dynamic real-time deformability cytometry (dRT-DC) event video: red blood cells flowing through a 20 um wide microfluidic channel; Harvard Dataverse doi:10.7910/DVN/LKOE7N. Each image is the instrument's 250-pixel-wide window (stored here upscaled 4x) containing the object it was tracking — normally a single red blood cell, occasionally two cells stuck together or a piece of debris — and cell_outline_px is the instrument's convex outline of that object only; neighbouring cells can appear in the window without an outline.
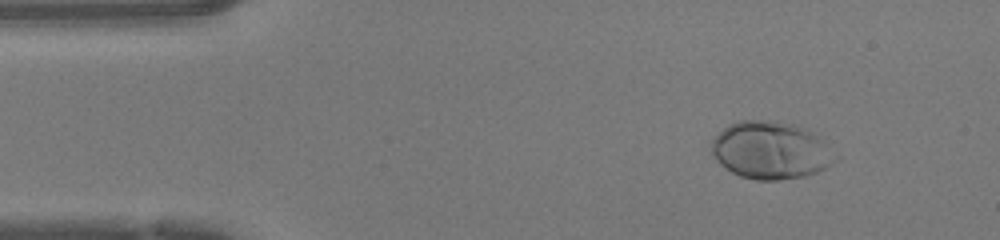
{"species": "human", "species_latin": "Homo sapiens", "temperature_condition": "warm", "stored_images_in_passage": 48, "camera_frame_rate_fps": 3000, "um_per_image_px": 0.085, "donor": {"sex": "female"}, "frame": {"image": 1, "passage_image": 6, "time_ms": 1.667, "image_size_px": [1000, 240], "cell_outline_px": [[840, 156], [836, 160], [824, 168], [816, 172], [804, 176], [780, 180], [756, 180], [740, 176], [732, 172], [720, 164], [712, 156], [712, 140], [724, 128], [740, 120], [772, 120], [796, 124], [820, 140]], "centroid_in_image_um": [65.49, 12.78], "position_along_channel_um": 19.5, "area_um2": 41.1}}
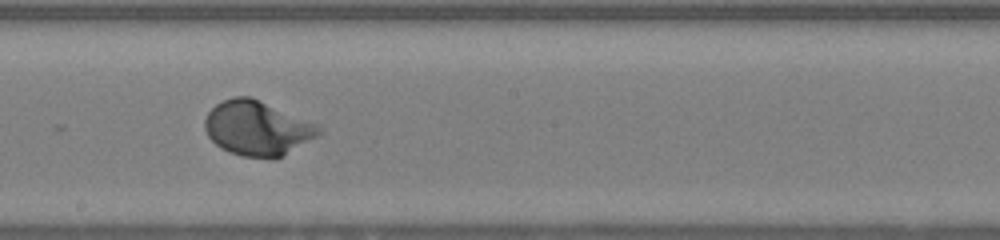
{"frame": {"image": 2, "passage_image": 26, "time_ms": 8.333, "image_size_px": [1000, 240], "cell_outline_px": [[324, 128], [316, 136], [284, 156], [276, 160], [240, 156], [228, 152], [220, 148], [208, 136], [204, 128], [204, 120], [208, 112], [216, 104], [232, 96], [248, 96], [320, 124]], "centroid_in_image_um": [21.87, 10.92], "position_along_channel_um": 226.3, "area_um2": 36.65}}
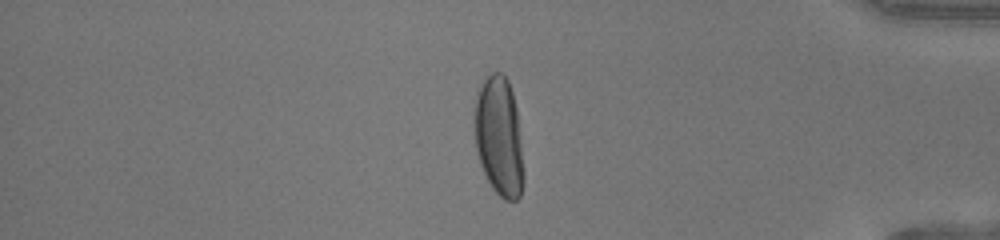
{"frame": {"image": 3, "passage_image": 40, "time_ms": 13.0, "image_size_px": [1000, 240], "cell_outline_px": [[524, 180], [520, 196], [516, 200], [504, 200], [492, 188], [480, 164], [476, 148], [476, 92], [484, 80], [492, 72], [500, 72], [508, 80], [512, 92], [516, 108], [524, 172]], "centroid_in_image_um": [42.44, 11.64], "position_along_channel_um": 392.8, "area_um2": 33.7}, "authors_computed_cell_mechanics": {"area_um2": 35.1135, "velocity_mm_per_s": 4.2602, "shape_relaxation_time_tau1_ms": 2.8061, "shape_relaxation_time_tau2_ms": null, "deformation_change_tau1": 0.1937, "deformation_change_tau2": null}}